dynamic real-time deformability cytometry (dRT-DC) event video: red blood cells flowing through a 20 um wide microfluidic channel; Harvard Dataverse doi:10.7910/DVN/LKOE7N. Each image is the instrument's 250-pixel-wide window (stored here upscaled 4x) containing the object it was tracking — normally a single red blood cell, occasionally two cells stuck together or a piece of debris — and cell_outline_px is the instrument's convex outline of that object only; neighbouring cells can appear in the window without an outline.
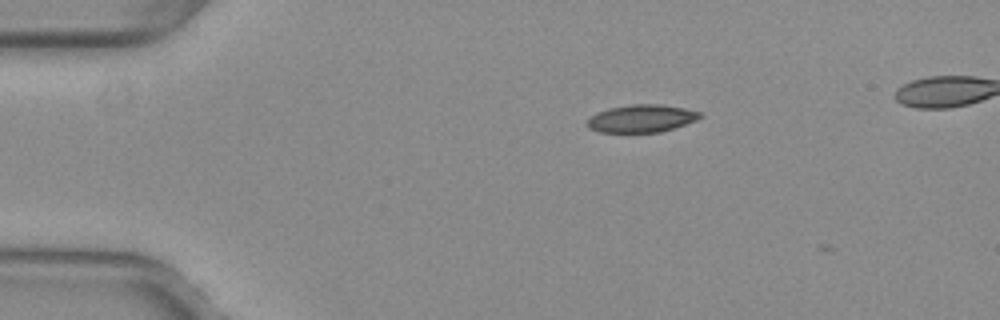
{"species": "common noctule bat (a hibernating species)", "species_latin": "Nyctalus noctula", "temperature_condition": "warm", "stored_images_in_passage": 5, "camera_frame_rate_fps": 3000, "um_per_image_px": 0.085, "animal": {"sex": "female", "body_mass_g": 29.2, "forearm_length_mm": 56.3}, "frame": {"image": 1, "passage_image": 1, "time_ms": 0.0, "image_size_px": [1000, 320], "cell_outline_px": [[704, 116], [696, 120], [660, 132], [600, 132], [588, 128], [584, 124], [596, 112], [608, 108], [632, 104], [660, 104], [684, 108], [704, 112]], "centroid_in_image_um": [54.53, 10.06], "position_along_channel_um": 30.5, "area_um2": 18.26}}